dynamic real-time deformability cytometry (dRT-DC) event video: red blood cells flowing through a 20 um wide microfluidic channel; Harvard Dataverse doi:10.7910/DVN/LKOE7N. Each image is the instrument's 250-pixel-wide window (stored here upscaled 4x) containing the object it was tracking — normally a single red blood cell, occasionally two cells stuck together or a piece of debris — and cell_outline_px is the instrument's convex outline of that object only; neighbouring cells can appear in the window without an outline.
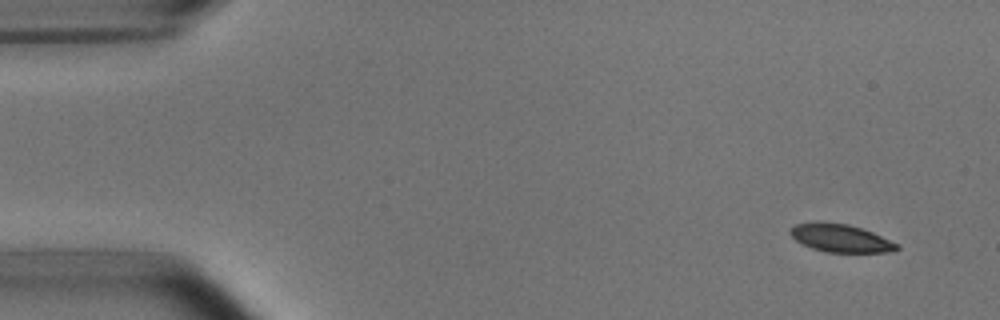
{"species": "common noctule bat (a hibernating species)", "species_latin": "Nyctalus noctula", "temperature_condition": "room temperature", "stored_images_in_passage": 4, "camera_frame_rate_fps": 3000, "um_per_image_px": 0.085, "animal": {"sex": "male", "body_mass_g": 15.6}, "frame": {"image": 1, "passage_image": 1, "time_ms": 0.0, "image_size_px": [1000, 320], "cell_outline_px": [[900, 248], [892, 252], [824, 252], [812, 248], [796, 240], [788, 232], [796, 224], [816, 220], [824, 220], [848, 224], [872, 232], [900, 244]], "centroid_in_image_um": [71.45, 20.22], "position_along_channel_um": 13.6, "area_um2": 17.63}}